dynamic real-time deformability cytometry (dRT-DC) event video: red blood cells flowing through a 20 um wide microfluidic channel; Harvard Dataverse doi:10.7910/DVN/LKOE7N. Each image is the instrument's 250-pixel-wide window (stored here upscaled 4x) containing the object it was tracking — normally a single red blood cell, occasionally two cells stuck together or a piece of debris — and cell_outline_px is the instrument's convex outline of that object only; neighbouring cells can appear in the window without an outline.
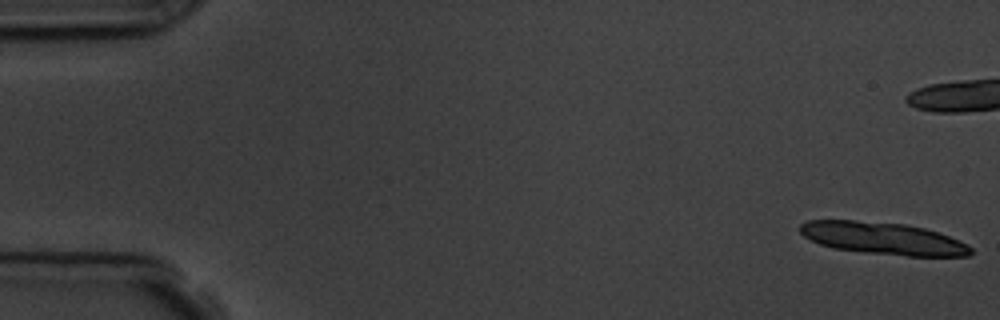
{"species": "common noctule bat (a hibernating species)", "species_latin": "Nyctalus noctula", "temperature_condition": "room temperature", "stored_images_in_passage": 14, "camera_frame_rate_fps": 3000, "um_per_image_px": 0.085, "animal": {"sex": "male", "body_mass_g": 19.5, "forearm_length_mm": 54.6}, "frame": {"image": 1, "passage_image": 1, "time_ms": 0.0, "image_size_px": [1000, 320], "cell_outline_px": [[972, 252], [968, 256], [908, 256], [864, 252], [832, 248], [820, 244], [804, 236], [800, 232], [800, 224], [808, 220], [856, 220], [904, 224], [924, 228], [948, 236], [968, 244], [972, 248]], "centroid_in_image_um": [75.05, 20.26], "position_along_channel_um": 10.0, "area_um2": 31.91}}